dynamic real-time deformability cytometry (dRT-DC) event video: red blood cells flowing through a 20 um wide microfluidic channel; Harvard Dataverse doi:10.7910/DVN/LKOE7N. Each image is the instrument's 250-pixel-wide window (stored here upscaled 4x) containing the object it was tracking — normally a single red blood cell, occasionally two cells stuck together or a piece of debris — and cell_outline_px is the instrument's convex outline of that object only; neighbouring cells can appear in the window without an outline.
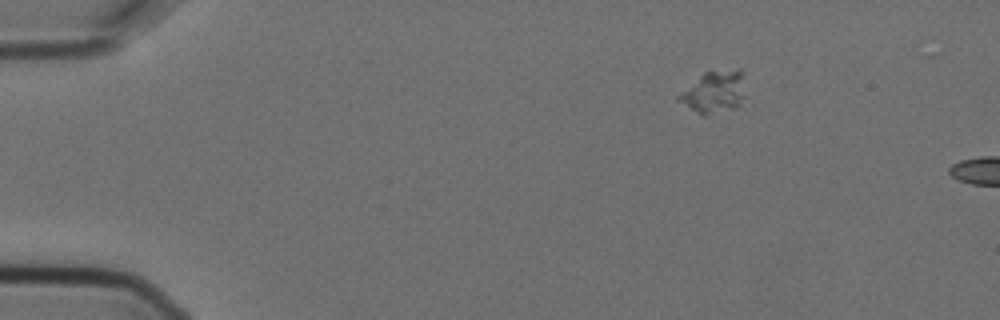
{"species": "Egyptian fruit bat (a non-hibernating species)", "species_latin": "Rousettus aegyptiacus", "temperature_condition": "cold", "stored_images_in_passage": 5, "segment_of_instrument_passage": [2, 2], "camera_frame_rate_fps": 3000, "um_per_image_px": 0.085, "animal": {"sex": "female"}, "frame": {"image": 1, "passage_image": 5, "time_ms": 1.333, "image_size_px": [1000, 320], "cell_outline_px": [[744, 96], [740, 104], [736, 108], [708, 116], [704, 116], [676, 100], [676, 96], [708, 68], [740, 68]], "centroid_in_image_um": [60.68, 7.79], "position_along_channel_um": 24.3, "area_um2": 16.76}}